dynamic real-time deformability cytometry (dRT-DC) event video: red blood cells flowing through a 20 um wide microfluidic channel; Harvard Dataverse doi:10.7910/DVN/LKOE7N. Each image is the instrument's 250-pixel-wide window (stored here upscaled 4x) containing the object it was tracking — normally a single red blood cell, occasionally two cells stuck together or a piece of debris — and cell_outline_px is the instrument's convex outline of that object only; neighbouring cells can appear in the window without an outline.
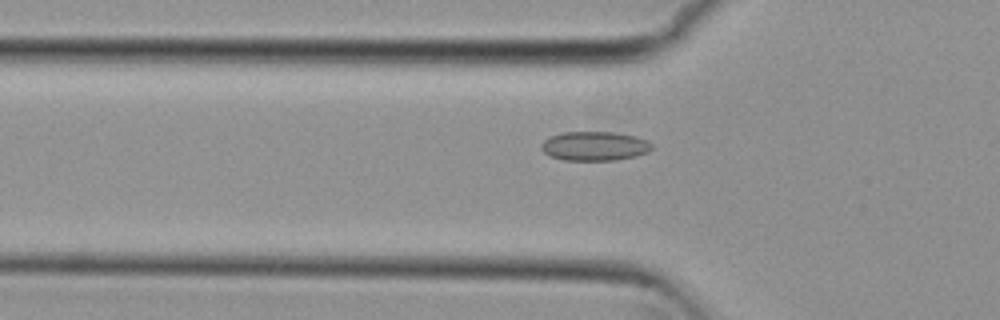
{"species": "common noctule bat (a hibernating species)", "species_latin": "Nyctalus noctula", "temperature_condition": "cold", "stored_images_in_passage": 55, "camera_frame_rate_fps": 3000, "um_per_image_px": 0.085, "animal": {"sex": "female", "body_mass_g": 29.2, "forearm_length_mm": 56.3}, "frame": {"image": 1, "passage_image": 18, "time_ms": 5.667, "image_size_px": [1000, 320], "cell_outline_px": [[652, 148], [648, 152], [636, 156], [616, 160], [564, 160], [548, 156], [540, 148], [540, 144], [544, 140], [552, 136], [564, 132], [612, 132], [636, 136], [648, 140], [652, 144]], "centroid_in_image_um": [50.54, 12.42], "position_along_channel_um": 75.3, "area_um2": 18.9}}
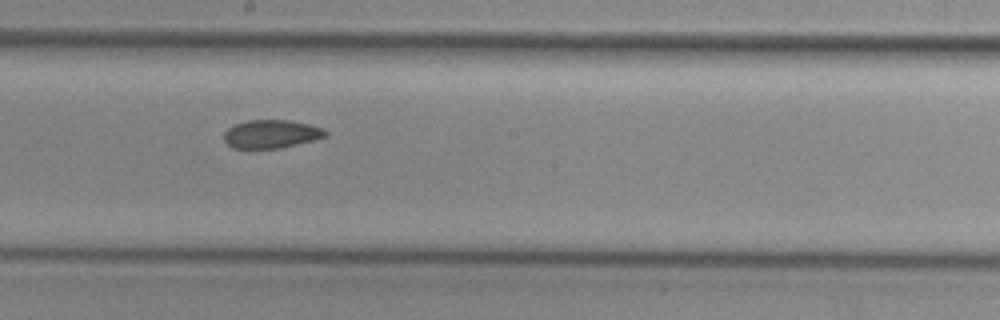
{"frame": {"image": 2, "passage_image": 30, "time_ms": 9.667, "image_size_px": [1000, 320], "cell_outline_px": [[328, 136], [316, 140], [280, 148], [232, 148], [224, 140], [224, 132], [228, 128], [236, 124], [248, 120], [288, 120], [308, 124], [324, 128], [328, 132]], "centroid_in_image_um": [23.1, 11.39], "position_along_channel_um": 225.1, "area_um2": 16.82}}
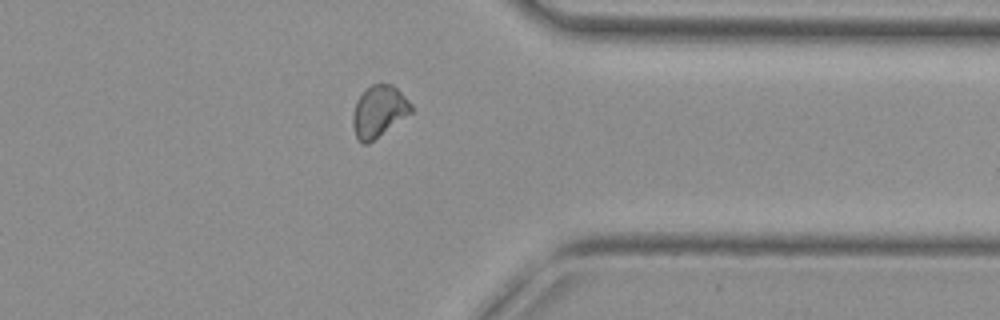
{"frame": {"image": 3, "passage_image": 43, "time_ms": 14.0, "image_size_px": [1000, 320], "cell_outline_px": [[412, 112], [368, 144], [360, 144], [356, 136], [352, 124], [352, 116], [356, 100], [364, 88], [372, 84], [392, 84], [412, 104]], "centroid_in_image_um": [32.17, 9.46], "position_along_channel_um": 379.2, "area_um2": 17.57}, "authors_computed_cell_mechanics": {"area_um2": 17.7446, "velocity_mm_per_s": 3.7385, "shape_relaxation_time_tau1_ms": null, "shape_relaxation_time_tau2_ms": 3.7782, "deformation_change_tau1": null, "deformation_change_tau2": 0.0739}}